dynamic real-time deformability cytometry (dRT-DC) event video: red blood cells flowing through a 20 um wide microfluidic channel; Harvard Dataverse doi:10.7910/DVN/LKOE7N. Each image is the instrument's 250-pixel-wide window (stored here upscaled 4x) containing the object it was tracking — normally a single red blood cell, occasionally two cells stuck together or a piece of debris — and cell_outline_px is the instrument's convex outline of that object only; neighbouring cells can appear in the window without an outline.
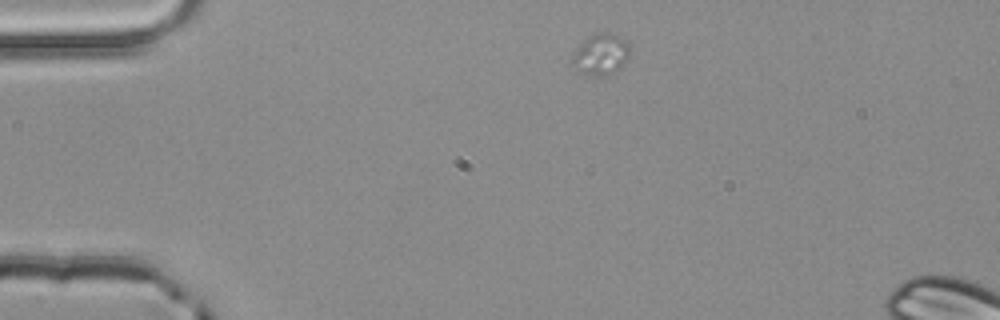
{"species": "common noctule bat (a hibernating species)", "species_latin": "Nyctalus noctula", "temperature_condition": "room temperature", "stored_images_in_passage": 3, "camera_frame_rate_fps": 3000, "um_per_image_px": 0.085, "animal": {"sex": "male", "body_mass_g": 20.4}, "frame": {"image": 1, "passage_image": 1, "time_ms": 0.0, "image_size_px": [1000, 320], "cell_outline_px": [[632, 48], [628, 60], [620, 68], [604, 76], [584, 76], [568, 60], [580, 44], [584, 40], [600, 32], [612, 32], [628, 40]], "centroid_in_image_um": [51.1, 4.63], "position_along_channel_um": 33.9, "area_um2": 14.33}}